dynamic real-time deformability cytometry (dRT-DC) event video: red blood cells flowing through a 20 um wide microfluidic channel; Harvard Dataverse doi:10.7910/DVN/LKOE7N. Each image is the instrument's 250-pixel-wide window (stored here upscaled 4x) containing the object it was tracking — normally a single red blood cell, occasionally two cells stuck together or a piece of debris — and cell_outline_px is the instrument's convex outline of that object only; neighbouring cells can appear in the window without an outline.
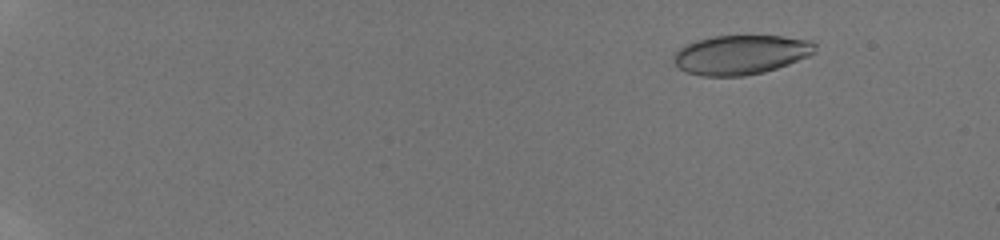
{"species": "human", "species_latin": "Homo sapiens", "temperature_condition": "room temperature", "stored_images_in_passage": 46, "camera_frame_rate_fps": 3000, "um_per_image_px": 0.085, "donor": {"sex": "male"}, "frame": {"image": 1, "passage_image": 6, "time_ms": 2.667, "image_size_px": [1000, 240], "cell_outline_px": [[816, 52], [808, 56], [788, 64], [764, 72], [744, 76], [700, 76], [688, 72], [680, 68], [672, 60], [672, 56], [680, 48], [696, 40], [716, 36], [784, 36], [812, 40], [816, 44]], "centroid_in_image_um": [62.99, 4.65], "position_along_channel_um": 22.0, "area_um2": 32.43}}
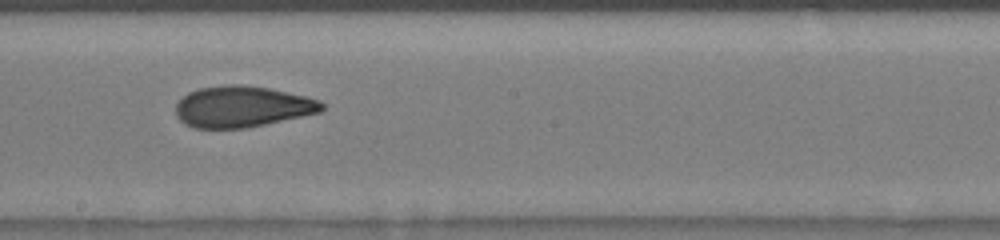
{"frame": {"image": 2, "passage_image": 28, "time_ms": 11.667, "image_size_px": [1000, 240], "cell_outline_px": [[324, 108], [320, 112], [248, 128], [196, 128], [184, 124], [176, 116], [176, 104], [188, 92], [200, 88], [232, 84], [240, 84], [268, 88], [304, 96], [320, 100], [324, 104]], "centroid_in_image_um": [20.57, 9.07], "position_along_channel_um": 227.6, "area_um2": 34.91}}
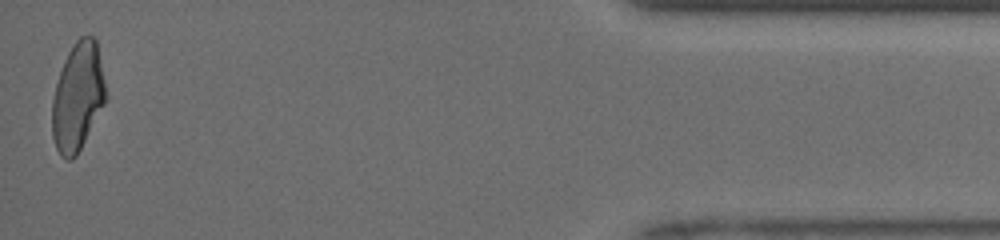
{"frame": {"image": 3, "passage_image": 46, "time_ms": 18.0, "image_size_px": [1000, 240], "cell_outline_px": [[104, 104], [76, 156], [72, 160], [68, 160], [60, 156], [56, 148], [52, 136], [52, 100], [56, 84], [64, 60], [72, 44], [80, 36], [92, 36], [96, 40], [104, 80]], "centroid_in_image_um": [6.57, 8.24], "position_along_channel_um": 428.6, "area_um2": 33.29}, "authors_computed_cell_mechanics": {"area_um2": 34.102, "velocity_mm_per_s": 4.134, "shape_relaxation_time_tau1_ms": null, "shape_relaxation_time_tau2_ms": 1.3569, "deformation_change_tau1": null, "deformation_change_tau2": 0.0761}}